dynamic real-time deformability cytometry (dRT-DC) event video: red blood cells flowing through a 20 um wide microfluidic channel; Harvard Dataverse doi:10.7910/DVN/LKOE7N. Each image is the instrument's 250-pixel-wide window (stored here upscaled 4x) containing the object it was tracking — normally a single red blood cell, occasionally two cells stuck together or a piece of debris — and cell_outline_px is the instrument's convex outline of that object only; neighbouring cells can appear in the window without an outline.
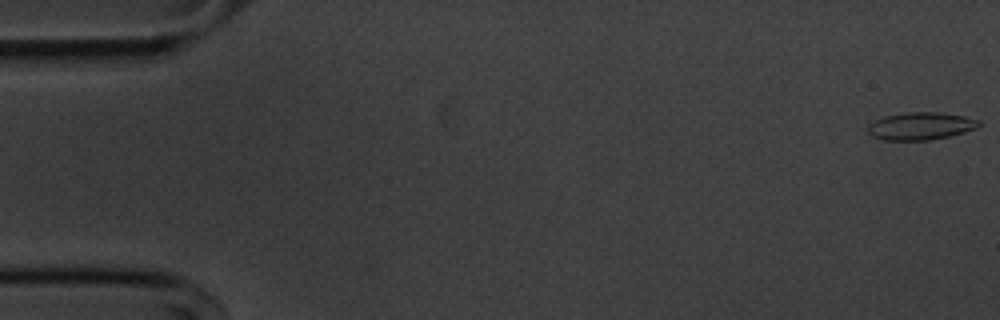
{"species": "common noctule bat (a hibernating species)", "species_latin": "Nyctalus noctula", "temperature_condition": "cold", "stored_images_in_passage": 55, "camera_frame_rate_fps": 3000, "um_per_image_px": 0.085, "animal": {"sex": "male", "body_mass_g": 20.1, "forearm_length_mm": 53.5}, "frame": {"image": 1, "passage_image": 1, "time_ms": 0.0, "image_size_px": [1000, 320], "cell_outline_px": [[980, 124], [976, 128], [964, 132], [932, 140], [884, 140], [872, 136], [868, 132], [868, 124], [884, 116], [908, 112], [940, 112], [964, 116], [980, 120]], "centroid_in_image_um": [78.25, 10.71], "position_along_channel_um": 6.7, "area_um2": 17.8}}
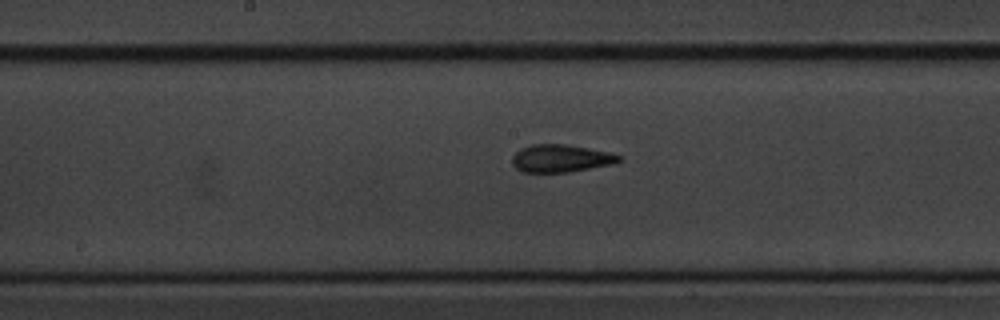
{"frame": {"image": 2, "passage_image": 28, "time_ms": 9.0, "image_size_px": [1000, 320], "cell_outline_px": [[620, 160], [612, 164], [568, 172], [524, 172], [516, 168], [512, 164], [512, 156], [520, 148], [532, 144], [568, 144], [608, 152], [620, 156]], "centroid_in_image_um": [47.62, 13.45], "position_along_channel_um": 200.6, "area_um2": 17.05}}
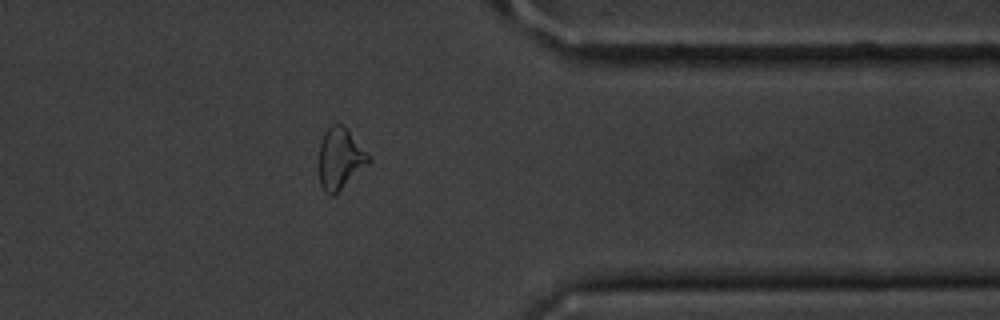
{"frame": {"image": 3, "passage_image": 44, "time_ms": 14.333, "image_size_px": [1000, 320], "cell_outline_px": [[372, 160], [336, 196], [332, 196], [320, 184], [320, 144], [324, 132], [332, 124], [344, 124], [348, 128]], "centroid_in_image_um": [28.93, 13.48], "position_along_channel_um": 382.5, "area_um2": 17.69}, "authors_computed_cell_mechanics": {"area_um2": 17.5712, "velocity_mm_per_s": 3.642, "shape_relaxation_time_tau1_ms": 2.9178, "shape_relaxation_time_tau2_ms": 2.761, "deformation_change_tau1": 0.1003, "deformation_change_tau2": 0.0913}}